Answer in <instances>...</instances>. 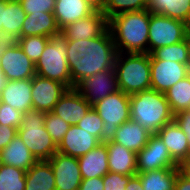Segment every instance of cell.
I'll return each instance as SVG.
<instances>
[{
  "mask_svg": "<svg viewBox=\"0 0 190 190\" xmlns=\"http://www.w3.org/2000/svg\"><path fill=\"white\" fill-rule=\"evenodd\" d=\"M174 120L186 134L190 149V110L180 111L174 115Z\"/></svg>",
  "mask_w": 190,
  "mask_h": 190,
  "instance_id": "obj_40",
  "label": "cell"
},
{
  "mask_svg": "<svg viewBox=\"0 0 190 190\" xmlns=\"http://www.w3.org/2000/svg\"><path fill=\"white\" fill-rule=\"evenodd\" d=\"M67 87L55 80L35 75L32 78V109L42 112H51Z\"/></svg>",
  "mask_w": 190,
  "mask_h": 190,
  "instance_id": "obj_13",
  "label": "cell"
},
{
  "mask_svg": "<svg viewBox=\"0 0 190 190\" xmlns=\"http://www.w3.org/2000/svg\"><path fill=\"white\" fill-rule=\"evenodd\" d=\"M26 171L11 165L0 167V190H25Z\"/></svg>",
  "mask_w": 190,
  "mask_h": 190,
  "instance_id": "obj_32",
  "label": "cell"
},
{
  "mask_svg": "<svg viewBox=\"0 0 190 190\" xmlns=\"http://www.w3.org/2000/svg\"><path fill=\"white\" fill-rule=\"evenodd\" d=\"M189 32L190 26L187 23L150 12L148 53L185 40Z\"/></svg>",
  "mask_w": 190,
  "mask_h": 190,
  "instance_id": "obj_8",
  "label": "cell"
},
{
  "mask_svg": "<svg viewBox=\"0 0 190 190\" xmlns=\"http://www.w3.org/2000/svg\"><path fill=\"white\" fill-rule=\"evenodd\" d=\"M114 69L118 89L124 93L131 95L151 89L149 53H118Z\"/></svg>",
  "mask_w": 190,
  "mask_h": 190,
  "instance_id": "obj_4",
  "label": "cell"
},
{
  "mask_svg": "<svg viewBox=\"0 0 190 190\" xmlns=\"http://www.w3.org/2000/svg\"><path fill=\"white\" fill-rule=\"evenodd\" d=\"M70 124L52 112H45L44 127L58 146L70 128Z\"/></svg>",
  "mask_w": 190,
  "mask_h": 190,
  "instance_id": "obj_35",
  "label": "cell"
},
{
  "mask_svg": "<svg viewBox=\"0 0 190 190\" xmlns=\"http://www.w3.org/2000/svg\"><path fill=\"white\" fill-rule=\"evenodd\" d=\"M61 34L54 13L40 12L26 15L22 25L21 37L47 36L53 37Z\"/></svg>",
  "mask_w": 190,
  "mask_h": 190,
  "instance_id": "obj_22",
  "label": "cell"
},
{
  "mask_svg": "<svg viewBox=\"0 0 190 190\" xmlns=\"http://www.w3.org/2000/svg\"><path fill=\"white\" fill-rule=\"evenodd\" d=\"M150 135L139 123L129 120L118 127L112 141L137 153L146 146Z\"/></svg>",
  "mask_w": 190,
  "mask_h": 190,
  "instance_id": "obj_23",
  "label": "cell"
},
{
  "mask_svg": "<svg viewBox=\"0 0 190 190\" xmlns=\"http://www.w3.org/2000/svg\"><path fill=\"white\" fill-rule=\"evenodd\" d=\"M45 112L30 110L23 113L18 135L30 152L39 160H49L56 152L57 145L44 127Z\"/></svg>",
  "mask_w": 190,
  "mask_h": 190,
  "instance_id": "obj_5",
  "label": "cell"
},
{
  "mask_svg": "<svg viewBox=\"0 0 190 190\" xmlns=\"http://www.w3.org/2000/svg\"><path fill=\"white\" fill-rule=\"evenodd\" d=\"M36 75L64 84L73 88L67 62V40L62 34L50 37L40 59L35 63Z\"/></svg>",
  "mask_w": 190,
  "mask_h": 190,
  "instance_id": "obj_6",
  "label": "cell"
},
{
  "mask_svg": "<svg viewBox=\"0 0 190 190\" xmlns=\"http://www.w3.org/2000/svg\"><path fill=\"white\" fill-rule=\"evenodd\" d=\"M19 37L13 33H10L5 30L0 31V58L5 53V51L13 47L15 45H18Z\"/></svg>",
  "mask_w": 190,
  "mask_h": 190,
  "instance_id": "obj_41",
  "label": "cell"
},
{
  "mask_svg": "<svg viewBox=\"0 0 190 190\" xmlns=\"http://www.w3.org/2000/svg\"><path fill=\"white\" fill-rule=\"evenodd\" d=\"M25 17L26 13L18 0H7L2 30L13 33L21 38V30Z\"/></svg>",
  "mask_w": 190,
  "mask_h": 190,
  "instance_id": "obj_31",
  "label": "cell"
},
{
  "mask_svg": "<svg viewBox=\"0 0 190 190\" xmlns=\"http://www.w3.org/2000/svg\"><path fill=\"white\" fill-rule=\"evenodd\" d=\"M82 179L103 177L109 172L106 143H100L85 155L78 157Z\"/></svg>",
  "mask_w": 190,
  "mask_h": 190,
  "instance_id": "obj_21",
  "label": "cell"
},
{
  "mask_svg": "<svg viewBox=\"0 0 190 190\" xmlns=\"http://www.w3.org/2000/svg\"><path fill=\"white\" fill-rule=\"evenodd\" d=\"M168 148L172 159L178 164L190 156V149L186 134L175 120L166 123L156 133Z\"/></svg>",
  "mask_w": 190,
  "mask_h": 190,
  "instance_id": "obj_19",
  "label": "cell"
},
{
  "mask_svg": "<svg viewBox=\"0 0 190 190\" xmlns=\"http://www.w3.org/2000/svg\"><path fill=\"white\" fill-rule=\"evenodd\" d=\"M7 5V0H0V31L2 30V25H4V10Z\"/></svg>",
  "mask_w": 190,
  "mask_h": 190,
  "instance_id": "obj_48",
  "label": "cell"
},
{
  "mask_svg": "<svg viewBox=\"0 0 190 190\" xmlns=\"http://www.w3.org/2000/svg\"><path fill=\"white\" fill-rule=\"evenodd\" d=\"M7 80L33 78L36 75L35 63L23 52L19 45L8 48L0 58Z\"/></svg>",
  "mask_w": 190,
  "mask_h": 190,
  "instance_id": "obj_14",
  "label": "cell"
},
{
  "mask_svg": "<svg viewBox=\"0 0 190 190\" xmlns=\"http://www.w3.org/2000/svg\"><path fill=\"white\" fill-rule=\"evenodd\" d=\"M50 37L47 36H27L19 38L18 45L23 52L36 63L41 54L43 53L44 47L49 41Z\"/></svg>",
  "mask_w": 190,
  "mask_h": 190,
  "instance_id": "obj_34",
  "label": "cell"
},
{
  "mask_svg": "<svg viewBox=\"0 0 190 190\" xmlns=\"http://www.w3.org/2000/svg\"><path fill=\"white\" fill-rule=\"evenodd\" d=\"M190 74L188 65L169 60H150L151 89L165 93Z\"/></svg>",
  "mask_w": 190,
  "mask_h": 190,
  "instance_id": "obj_11",
  "label": "cell"
},
{
  "mask_svg": "<svg viewBox=\"0 0 190 190\" xmlns=\"http://www.w3.org/2000/svg\"><path fill=\"white\" fill-rule=\"evenodd\" d=\"M18 134V128L0 124V150H3Z\"/></svg>",
  "mask_w": 190,
  "mask_h": 190,
  "instance_id": "obj_42",
  "label": "cell"
},
{
  "mask_svg": "<svg viewBox=\"0 0 190 190\" xmlns=\"http://www.w3.org/2000/svg\"><path fill=\"white\" fill-rule=\"evenodd\" d=\"M26 15L31 13H54L56 0H19Z\"/></svg>",
  "mask_w": 190,
  "mask_h": 190,
  "instance_id": "obj_38",
  "label": "cell"
},
{
  "mask_svg": "<svg viewBox=\"0 0 190 190\" xmlns=\"http://www.w3.org/2000/svg\"><path fill=\"white\" fill-rule=\"evenodd\" d=\"M75 89L93 106L106 96L119 90L116 71L115 69H108L85 77L75 86Z\"/></svg>",
  "mask_w": 190,
  "mask_h": 190,
  "instance_id": "obj_10",
  "label": "cell"
},
{
  "mask_svg": "<svg viewBox=\"0 0 190 190\" xmlns=\"http://www.w3.org/2000/svg\"><path fill=\"white\" fill-rule=\"evenodd\" d=\"M25 190H56L55 176L47 160H39L26 171Z\"/></svg>",
  "mask_w": 190,
  "mask_h": 190,
  "instance_id": "obj_26",
  "label": "cell"
},
{
  "mask_svg": "<svg viewBox=\"0 0 190 190\" xmlns=\"http://www.w3.org/2000/svg\"><path fill=\"white\" fill-rule=\"evenodd\" d=\"M117 54L108 28L96 38L67 40V62L73 88L85 77L114 69Z\"/></svg>",
  "mask_w": 190,
  "mask_h": 190,
  "instance_id": "obj_1",
  "label": "cell"
},
{
  "mask_svg": "<svg viewBox=\"0 0 190 190\" xmlns=\"http://www.w3.org/2000/svg\"><path fill=\"white\" fill-rule=\"evenodd\" d=\"M148 9V0H108L103 12L107 19L124 12Z\"/></svg>",
  "mask_w": 190,
  "mask_h": 190,
  "instance_id": "obj_33",
  "label": "cell"
},
{
  "mask_svg": "<svg viewBox=\"0 0 190 190\" xmlns=\"http://www.w3.org/2000/svg\"><path fill=\"white\" fill-rule=\"evenodd\" d=\"M2 160H1V150H0V167L2 166Z\"/></svg>",
  "mask_w": 190,
  "mask_h": 190,
  "instance_id": "obj_51",
  "label": "cell"
},
{
  "mask_svg": "<svg viewBox=\"0 0 190 190\" xmlns=\"http://www.w3.org/2000/svg\"><path fill=\"white\" fill-rule=\"evenodd\" d=\"M133 175H122L108 172L103 178L104 190H125L130 178Z\"/></svg>",
  "mask_w": 190,
  "mask_h": 190,
  "instance_id": "obj_39",
  "label": "cell"
},
{
  "mask_svg": "<svg viewBox=\"0 0 190 190\" xmlns=\"http://www.w3.org/2000/svg\"><path fill=\"white\" fill-rule=\"evenodd\" d=\"M174 190H190V181L183 178L179 173L177 176V180L175 183V189Z\"/></svg>",
  "mask_w": 190,
  "mask_h": 190,
  "instance_id": "obj_47",
  "label": "cell"
},
{
  "mask_svg": "<svg viewBox=\"0 0 190 190\" xmlns=\"http://www.w3.org/2000/svg\"><path fill=\"white\" fill-rule=\"evenodd\" d=\"M150 60H169L188 65L189 63V46L188 36L185 40L155 49L150 54Z\"/></svg>",
  "mask_w": 190,
  "mask_h": 190,
  "instance_id": "obj_30",
  "label": "cell"
},
{
  "mask_svg": "<svg viewBox=\"0 0 190 190\" xmlns=\"http://www.w3.org/2000/svg\"><path fill=\"white\" fill-rule=\"evenodd\" d=\"M130 120L156 134L166 123L174 120V114L165 93L148 89L130 95Z\"/></svg>",
  "mask_w": 190,
  "mask_h": 190,
  "instance_id": "obj_3",
  "label": "cell"
},
{
  "mask_svg": "<svg viewBox=\"0 0 190 190\" xmlns=\"http://www.w3.org/2000/svg\"><path fill=\"white\" fill-rule=\"evenodd\" d=\"M178 173L190 181V156L177 164Z\"/></svg>",
  "mask_w": 190,
  "mask_h": 190,
  "instance_id": "obj_44",
  "label": "cell"
},
{
  "mask_svg": "<svg viewBox=\"0 0 190 190\" xmlns=\"http://www.w3.org/2000/svg\"><path fill=\"white\" fill-rule=\"evenodd\" d=\"M23 113L14 109L11 105L0 103V124L19 128Z\"/></svg>",
  "mask_w": 190,
  "mask_h": 190,
  "instance_id": "obj_37",
  "label": "cell"
},
{
  "mask_svg": "<svg viewBox=\"0 0 190 190\" xmlns=\"http://www.w3.org/2000/svg\"><path fill=\"white\" fill-rule=\"evenodd\" d=\"M103 120L101 143L112 141L118 127L130 120V95L118 90L92 106Z\"/></svg>",
  "mask_w": 190,
  "mask_h": 190,
  "instance_id": "obj_7",
  "label": "cell"
},
{
  "mask_svg": "<svg viewBox=\"0 0 190 190\" xmlns=\"http://www.w3.org/2000/svg\"><path fill=\"white\" fill-rule=\"evenodd\" d=\"M148 10L190 26V0H148Z\"/></svg>",
  "mask_w": 190,
  "mask_h": 190,
  "instance_id": "obj_28",
  "label": "cell"
},
{
  "mask_svg": "<svg viewBox=\"0 0 190 190\" xmlns=\"http://www.w3.org/2000/svg\"><path fill=\"white\" fill-rule=\"evenodd\" d=\"M100 143L101 142L88 131L77 125H73L70 126L63 140L57 146V151L78 158L96 148Z\"/></svg>",
  "mask_w": 190,
  "mask_h": 190,
  "instance_id": "obj_17",
  "label": "cell"
},
{
  "mask_svg": "<svg viewBox=\"0 0 190 190\" xmlns=\"http://www.w3.org/2000/svg\"><path fill=\"white\" fill-rule=\"evenodd\" d=\"M7 81L8 80L6 76L4 75L2 68L0 67V93L4 89L5 85L7 84Z\"/></svg>",
  "mask_w": 190,
  "mask_h": 190,
  "instance_id": "obj_49",
  "label": "cell"
},
{
  "mask_svg": "<svg viewBox=\"0 0 190 190\" xmlns=\"http://www.w3.org/2000/svg\"><path fill=\"white\" fill-rule=\"evenodd\" d=\"M165 96L174 115L190 110V74L170 87Z\"/></svg>",
  "mask_w": 190,
  "mask_h": 190,
  "instance_id": "obj_29",
  "label": "cell"
},
{
  "mask_svg": "<svg viewBox=\"0 0 190 190\" xmlns=\"http://www.w3.org/2000/svg\"><path fill=\"white\" fill-rule=\"evenodd\" d=\"M136 158L137 173L177 167L168 148L157 134L150 135L146 146L137 152Z\"/></svg>",
  "mask_w": 190,
  "mask_h": 190,
  "instance_id": "obj_9",
  "label": "cell"
},
{
  "mask_svg": "<svg viewBox=\"0 0 190 190\" xmlns=\"http://www.w3.org/2000/svg\"><path fill=\"white\" fill-rule=\"evenodd\" d=\"M94 12L85 0H56L54 16L58 27L62 30L66 25Z\"/></svg>",
  "mask_w": 190,
  "mask_h": 190,
  "instance_id": "obj_24",
  "label": "cell"
},
{
  "mask_svg": "<svg viewBox=\"0 0 190 190\" xmlns=\"http://www.w3.org/2000/svg\"><path fill=\"white\" fill-rule=\"evenodd\" d=\"M108 28V19L103 12L93 14L66 25L61 34L66 40L92 39L99 37Z\"/></svg>",
  "mask_w": 190,
  "mask_h": 190,
  "instance_id": "obj_15",
  "label": "cell"
},
{
  "mask_svg": "<svg viewBox=\"0 0 190 190\" xmlns=\"http://www.w3.org/2000/svg\"><path fill=\"white\" fill-rule=\"evenodd\" d=\"M1 160L3 165H11L25 171L38 161L18 134L1 150Z\"/></svg>",
  "mask_w": 190,
  "mask_h": 190,
  "instance_id": "obj_25",
  "label": "cell"
},
{
  "mask_svg": "<svg viewBox=\"0 0 190 190\" xmlns=\"http://www.w3.org/2000/svg\"><path fill=\"white\" fill-rule=\"evenodd\" d=\"M150 11L124 12L108 19L118 53H148Z\"/></svg>",
  "mask_w": 190,
  "mask_h": 190,
  "instance_id": "obj_2",
  "label": "cell"
},
{
  "mask_svg": "<svg viewBox=\"0 0 190 190\" xmlns=\"http://www.w3.org/2000/svg\"><path fill=\"white\" fill-rule=\"evenodd\" d=\"M103 120L92 107L86 115L77 123V126L88 131L100 142L102 137Z\"/></svg>",
  "mask_w": 190,
  "mask_h": 190,
  "instance_id": "obj_36",
  "label": "cell"
},
{
  "mask_svg": "<svg viewBox=\"0 0 190 190\" xmlns=\"http://www.w3.org/2000/svg\"><path fill=\"white\" fill-rule=\"evenodd\" d=\"M108 168L110 172L122 175L137 174V153L113 141L106 142Z\"/></svg>",
  "mask_w": 190,
  "mask_h": 190,
  "instance_id": "obj_20",
  "label": "cell"
},
{
  "mask_svg": "<svg viewBox=\"0 0 190 190\" xmlns=\"http://www.w3.org/2000/svg\"><path fill=\"white\" fill-rule=\"evenodd\" d=\"M125 190H143L140 178L137 174L133 175L130 178L128 184L126 185Z\"/></svg>",
  "mask_w": 190,
  "mask_h": 190,
  "instance_id": "obj_46",
  "label": "cell"
},
{
  "mask_svg": "<svg viewBox=\"0 0 190 190\" xmlns=\"http://www.w3.org/2000/svg\"><path fill=\"white\" fill-rule=\"evenodd\" d=\"M188 46H189V63H188V67H189V70H190V32L188 34Z\"/></svg>",
  "mask_w": 190,
  "mask_h": 190,
  "instance_id": "obj_50",
  "label": "cell"
},
{
  "mask_svg": "<svg viewBox=\"0 0 190 190\" xmlns=\"http://www.w3.org/2000/svg\"><path fill=\"white\" fill-rule=\"evenodd\" d=\"M54 172L56 190H78L82 176L78 158L56 152L47 160Z\"/></svg>",
  "mask_w": 190,
  "mask_h": 190,
  "instance_id": "obj_12",
  "label": "cell"
},
{
  "mask_svg": "<svg viewBox=\"0 0 190 190\" xmlns=\"http://www.w3.org/2000/svg\"><path fill=\"white\" fill-rule=\"evenodd\" d=\"M78 190H104L103 178L82 179Z\"/></svg>",
  "mask_w": 190,
  "mask_h": 190,
  "instance_id": "obj_43",
  "label": "cell"
},
{
  "mask_svg": "<svg viewBox=\"0 0 190 190\" xmlns=\"http://www.w3.org/2000/svg\"><path fill=\"white\" fill-rule=\"evenodd\" d=\"M94 11L104 12L107 7L108 0H85Z\"/></svg>",
  "mask_w": 190,
  "mask_h": 190,
  "instance_id": "obj_45",
  "label": "cell"
},
{
  "mask_svg": "<svg viewBox=\"0 0 190 190\" xmlns=\"http://www.w3.org/2000/svg\"><path fill=\"white\" fill-rule=\"evenodd\" d=\"M143 190H174L178 168H162L144 173H137Z\"/></svg>",
  "mask_w": 190,
  "mask_h": 190,
  "instance_id": "obj_27",
  "label": "cell"
},
{
  "mask_svg": "<svg viewBox=\"0 0 190 190\" xmlns=\"http://www.w3.org/2000/svg\"><path fill=\"white\" fill-rule=\"evenodd\" d=\"M31 89L32 78L8 80L4 89L0 93V101L25 113L32 110Z\"/></svg>",
  "mask_w": 190,
  "mask_h": 190,
  "instance_id": "obj_18",
  "label": "cell"
},
{
  "mask_svg": "<svg viewBox=\"0 0 190 190\" xmlns=\"http://www.w3.org/2000/svg\"><path fill=\"white\" fill-rule=\"evenodd\" d=\"M91 108L86 98L75 88H70L61 96L51 112L73 126L77 125Z\"/></svg>",
  "mask_w": 190,
  "mask_h": 190,
  "instance_id": "obj_16",
  "label": "cell"
}]
</instances>
